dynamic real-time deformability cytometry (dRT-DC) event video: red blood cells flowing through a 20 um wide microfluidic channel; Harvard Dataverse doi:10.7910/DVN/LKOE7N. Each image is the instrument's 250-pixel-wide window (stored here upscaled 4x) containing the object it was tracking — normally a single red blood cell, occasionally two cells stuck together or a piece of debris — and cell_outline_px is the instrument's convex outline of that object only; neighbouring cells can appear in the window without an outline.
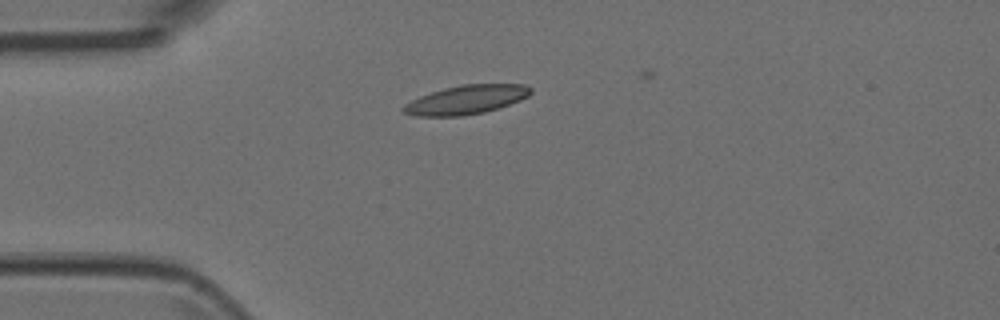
{"species": "Egyptian fruit bat (a non-hibernating species)", "species_latin": "Rousettus aegyptiacus", "temperature_condition": "room temperature", "stored_images_in_passage": 3, "camera_frame_rate_fps": 3000, "um_per_image_px": 0.085, "animal": {"sex": "female"}, "frame": {"image": 1, "passage_image": 1, "time_ms": 0.0, "image_size_px": [1000, 320], "cell_outline_px": [[532, 92], [528, 96], [520, 100], [484, 112], [460, 116], [416, 116], [404, 112], [400, 108], [404, 104], [420, 96], [444, 88], [460, 84], [524, 84], [532, 88]], "centroid_in_image_um": [39.62, 8.47], "position_along_channel_um": 45.4, "area_um2": 21.33}}